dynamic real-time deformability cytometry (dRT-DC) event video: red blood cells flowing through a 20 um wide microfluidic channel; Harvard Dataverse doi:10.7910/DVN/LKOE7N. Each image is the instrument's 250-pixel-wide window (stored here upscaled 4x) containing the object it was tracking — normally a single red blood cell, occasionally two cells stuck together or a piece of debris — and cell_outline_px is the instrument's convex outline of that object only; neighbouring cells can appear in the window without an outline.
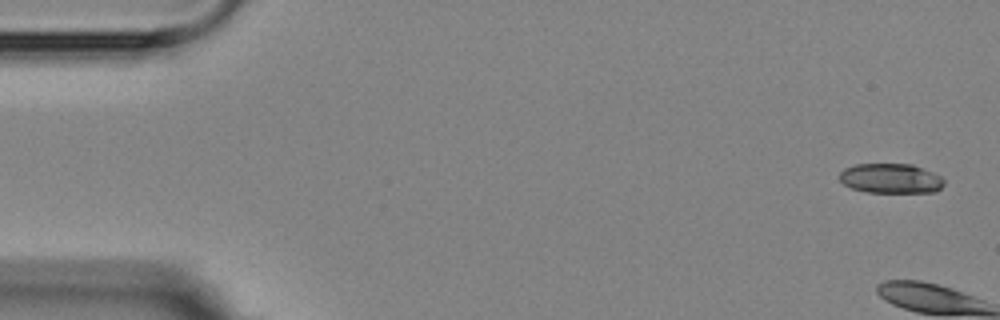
{"species": "Egyptian fruit bat (a non-hibernating species)", "species_latin": "Rousettus aegyptiacus", "temperature_condition": "room temperature", "stored_images_in_passage": 6, "camera_frame_rate_fps": 3000, "um_per_image_px": 0.085, "animal": {"sex": "female"}, "frame": {"image": 1, "passage_image": 1, "time_ms": 0.0, "image_size_px": [1000, 320], "cell_outline_px": [[944, 184], [936, 192], [868, 192], [852, 188], [844, 184], [840, 180], [840, 172], [844, 168], [856, 164], [912, 164], [932, 172], [940, 176], [944, 180]], "centroid_in_image_um": [75.72, 15.16], "position_along_channel_um": 9.3, "area_um2": 18.03}}